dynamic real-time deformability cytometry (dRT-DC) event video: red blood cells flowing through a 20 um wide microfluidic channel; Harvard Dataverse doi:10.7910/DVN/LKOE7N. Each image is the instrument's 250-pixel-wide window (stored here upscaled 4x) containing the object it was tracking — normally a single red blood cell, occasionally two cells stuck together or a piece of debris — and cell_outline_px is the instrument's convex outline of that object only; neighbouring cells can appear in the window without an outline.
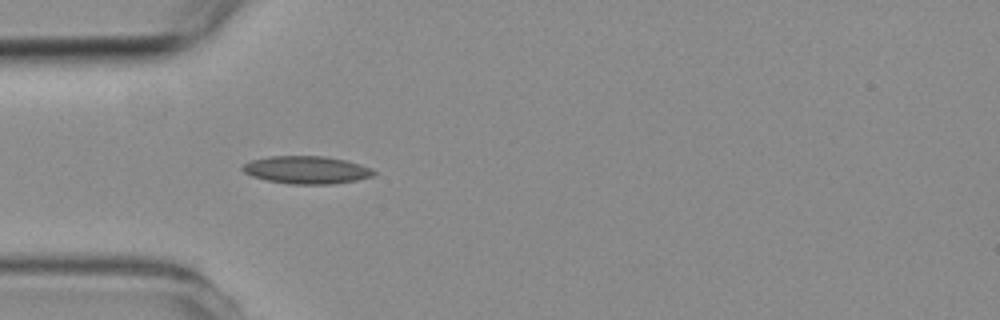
{"species": "common noctule bat (a hibernating species)", "species_latin": "Nyctalus noctula", "temperature_condition": "room temperature", "stored_images_in_passage": 2, "camera_frame_rate_fps": 3000, "um_per_image_px": 0.085, "animal": {"sex": "female", "body_mass_g": 19.3, "forearm_length_mm": 54.1}, "frame": {"image": 1, "passage_image": 2, "time_ms": 2.333, "image_size_px": [1000, 320], "cell_outline_px": [[376, 172], [372, 176], [356, 180], [328, 184], [288, 184], [268, 180], [252, 176], [244, 172], [240, 168], [244, 164], [252, 160], [268, 156], [324, 156], [344, 160], [360, 164], [372, 168]], "centroid_in_image_um": [26.04, 14.44], "position_along_channel_um": 59.0, "area_um2": 21.04}}